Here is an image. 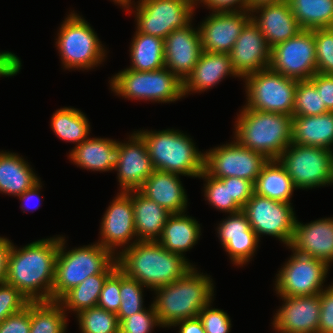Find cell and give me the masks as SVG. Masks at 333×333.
<instances>
[{
    "label": "cell",
    "mask_w": 333,
    "mask_h": 333,
    "mask_svg": "<svg viewBox=\"0 0 333 333\" xmlns=\"http://www.w3.org/2000/svg\"><path fill=\"white\" fill-rule=\"evenodd\" d=\"M59 241L60 237L42 239L18 250L11 246L5 282L29 302L52 301Z\"/></svg>",
    "instance_id": "cell-1"
},
{
    "label": "cell",
    "mask_w": 333,
    "mask_h": 333,
    "mask_svg": "<svg viewBox=\"0 0 333 333\" xmlns=\"http://www.w3.org/2000/svg\"><path fill=\"white\" fill-rule=\"evenodd\" d=\"M118 268L151 290L175 282L193 266L185 257L169 252L158 241H133L116 254Z\"/></svg>",
    "instance_id": "cell-2"
},
{
    "label": "cell",
    "mask_w": 333,
    "mask_h": 333,
    "mask_svg": "<svg viewBox=\"0 0 333 333\" xmlns=\"http://www.w3.org/2000/svg\"><path fill=\"white\" fill-rule=\"evenodd\" d=\"M210 277L200 274L192 267L175 282L154 289L157 296L153 302L162 327L198 317L200 311L211 303L214 293Z\"/></svg>",
    "instance_id": "cell-3"
},
{
    "label": "cell",
    "mask_w": 333,
    "mask_h": 333,
    "mask_svg": "<svg viewBox=\"0 0 333 333\" xmlns=\"http://www.w3.org/2000/svg\"><path fill=\"white\" fill-rule=\"evenodd\" d=\"M293 116L244 106L235 124L236 141L248 149L277 160L292 143Z\"/></svg>",
    "instance_id": "cell-4"
},
{
    "label": "cell",
    "mask_w": 333,
    "mask_h": 333,
    "mask_svg": "<svg viewBox=\"0 0 333 333\" xmlns=\"http://www.w3.org/2000/svg\"><path fill=\"white\" fill-rule=\"evenodd\" d=\"M138 133L145 140L155 170L192 177L204 171L205 154L184 133L174 129Z\"/></svg>",
    "instance_id": "cell-5"
},
{
    "label": "cell",
    "mask_w": 333,
    "mask_h": 333,
    "mask_svg": "<svg viewBox=\"0 0 333 333\" xmlns=\"http://www.w3.org/2000/svg\"><path fill=\"white\" fill-rule=\"evenodd\" d=\"M64 246L65 239L60 236L52 301H58L89 276L102 273L116 259L113 257L115 255L99 243L68 252L64 250Z\"/></svg>",
    "instance_id": "cell-6"
},
{
    "label": "cell",
    "mask_w": 333,
    "mask_h": 333,
    "mask_svg": "<svg viewBox=\"0 0 333 333\" xmlns=\"http://www.w3.org/2000/svg\"><path fill=\"white\" fill-rule=\"evenodd\" d=\"M110 81L112 91L128 99L166 103L184 96L183 82L166 67L155 71H134L127 68Z\"/></svg>",
    "instance_id": "cell-7"
},
{
    "label": "cell",
    "mask_w": 333,
    "mask_h": 333,
    "mask_svg": "<svg viewBox=\"0 0 333 333\" xmlns=\"http://www.w3.org/2000/svg\"><path fill=\"white\" fill-rule=\"evenodd\" d=\"M296 188L333 183V150L291 143L277 159Z\"/></svg>",
    "instance_id": "cell-8"
},
{
    "label": "cell",
    "mask_w": 333,
    "mask_h": 333,
    "mask_svg": "<svg viewBox=\"0 0 333 333\" xmlns=\"http://www.w3.org/2000/svg\"><path fill=\"white\" fill-rule=\"evenodd\" d=\"M58 34L56 45L65 68L91 69L103 61L105 50L96 33L76 13L69 14Z\"/></svg>",
    "instance_id": "cell-9"
},
{
    "label": "cell",
    "mask_w": 333,
    "mask_h": 333,
    "mask_svg": "<svg viewBox=\"0 0 333 333\" xmlns=\"http://www.w3.org/2000/svg\"><path fill=\"white\" fill-rule=\"evenodd\" d=\"M244 79L247 108L293 116L298 80L285 77L270 68L247 75Z\"/></svg>",
    "instance_id": "cell-10"
},
{
    "label": "cell",
    "mask_w": 333,
    "mask_h": 333,
    "mask_svg": "<svg viewBox=\"0 0 333 333\" xmlns=\"http://www.w3.org/2000/svg\"><path fill=\"white\" fill-rule=\"evenodd\" d=\"M136 6L137 31L165 39L173 30L191 25L193 0H140Z\"/></svg>",
    "instance_id": "cell-11"
},
{
    "label": "cell",
    "mask_w": 333,
    "mask_h": 333,
    "mask_svg": "<svg viewBox=\"0 0 333 333\" xmlns=\"http://www.w3.org/2000/svg\"><path fill=\"white\" fill-rule=\"evenodd\" d=\"M204 154V170L210 176L218 179L244 178L254 184L261 170L270 160L264 154L248 149L235 140Z\"/></svg>",
    "instance_id": "cell-12"
},
{
    "label": "cell",
    "mask_w": 333,
    "mask_h": 333,
    "mask_svg": "<svg viewBox=\"0 0 333 333\" xmlns=\"http://www.w3.org/2000/svg\"><path fill=\"white\" fill-rule=\"evenodd\" d=\"M269 68L285 77L309 80L317 73L315 29L302 30L271 48Z\"/></svg>",
    "instance_id": "cell-13"
},
{
    "label": "cell",
    "mask_w": 333,
    "mask_h": 333,
    "mask_svg": "<svg viewBox=\"0 0 333 333\" xmlns=\"http://www.w3.org/2000/svg\"><path fill=\"white\" fill-rule=\"evenodd\" d=\"M329 265L318 258L301 255L293 251V255L277 274L275 291L281 297L313 296L324 289Z\"/></svg>",
    "instance_id": "cell-14"
},
{
    "label": "cell",
    "mask_w": 333,
    "mask_h": 333,
    "mask_svg": "<svg viewBox=\"0 0 333 333\" xmlns=\"http://www.w3.org/2000/svg\"><path fill=\"white\" fill-rule=\"evenodd\" d=\"M242 211L258 239L261 235H271L289 246L297 220L291 203L280 202L254 193Z\"/></svg>",
    "instance_id": "cell-15"
},
{
    "label": "cell",
    "mask_w": 333,
    "mask_h": 333,
    "mask_svg": "<svg viewBox=\"0 0 333 333\" xmlns=\"http://www.w3.org/2000/svg\"><path fill=\"white\" fill-rule=\"evenodd\" d=\"M250 11L212 12L200 25L202 50L230 53L242 29L251 19ZM249 14V15H248Z\"/></svg>",
    "instance_id": "cell-16"
},
{
    "label": "cell",
    "mask_w": 333,
    "mask_h": 333,
    "mask_svg": "<svg viewBox=\"0 0 333 333\" xmlns=\"http://www.w3.org/2000/svg\"><path fill=\"white\" fill-rule=\"evenodd\" d=\"M229 54L232 66L241 78L270 65L271 48L252 19L242 29Z\"/></svg>",
    "instance_id": "cell-17"
},
{
    "label": "cell",
    "mask_w": 333,
    "mask_h": 333,
    "mask_svg": "<svg viewBox=\"0 0 333 333\" xmlns=\"http://www.w3.org/2000/svg\"><path fill=\"white\" fill-rule=\"evenodd\" d=\"M101 223V246L115 253L116 246L128 244L136 235L134 210L132 205V190L121 191L112 201L103 215Z\"/></svg>",
    "instance_id": "cell-18"
},
{
    "label": "cell",
    "mask_w": 333,
    "mask_h": 333,
    "mask_svg": "<svg viewBox=\"0 0 333 333\" xmlns=\"http://www.w3.org/2000/svg\"><path fill=\"white\" fill-rule=\"evenodd\" d=\"M202 52L199 29L190 25L173 30L164 39L165 67L182 82L192 73Z\"/></svg>",
    "instance_id": "cell-19"
},
{
    "label": "cell",
    "mask_w": 333,
    "mask_h": 333,
    "mask_svg": "<svg viewBox=\"0 0 333 333\" xmlns=\"http://www.w3.org/2000/svg\"><path fill=\"white\" fill-rule=\"evenodd\" d=\"M284 305L274 316L273 327L280 333H318L320 295L281 297Z\"/></svg>",
    "instance_id": "cell-20"
},
{
    "label": "cell",
    "mask_w": 333,
    "mask_h": 333,
    "mask_svg": "<svg viewBox=\"0 0 333 333\" xmlns=\"http://www.w3.org/2000/svg\"><path fill=\"white\" fill-rule=\"evenodd\" d=\"M130 138L129 143H121L119 163L114 168L124 192L138 190L155 171L143 137L136 132Z\"/></svg>",
    "instance_id": "cell-21"
},
{
    "label": "cell",
    "mask_w": 333,
    "mask_h": 333,
    "mask_svg": "<svg viewBox=\"0 0 333 333\" xmlns=\"http://www.w3.org/2000/svg\"><path fill=\"white\" fill-rule=\"evenodd\" d=\"M288 247L329 265L333 261V218L319 219L305 225L296 220Z\"/></svg>",
    "instance_id": "cell-22"
},
{
    "label": "cell",
    "mask_w": 333,
    "mask_h": 333,
    "mask_svg": "<svg viewBox=\"0 0 333 333\" xmlns=\"http://www.w3.org/2000/svg\"><path fill=\"white\" fill-rule=\"evenodd\" d=\"M260 15H254L257 12ZM251 19L258 26L270 48L285 42L302 31L295 18L289 3L284 0L277 3H269L250 10Z\"/></svg>",
    "instance_id": "cell-23"
},
{
    "label": "cell",
    "mask_w": 333,
    "mask_h": 333,
    "mask_svg": "<svg viewBox=\"0 0 333 333\" xmlns=\"http://www.w3.org/2000/svg\"><path fill=\"white\" fill-rule=\"evenodd\" d=\"M228 217L219 224L218 237L232 262L241 266L251 259L259 239L242 210L230 213Z\"/></svg>",
    "instance_id": "cell-24"
},
{
    "label": "cell",
    "mask_w": 333,
    "mask_h": 333,
    "mask_svg": "<svg viewBox=\"0 0 333 333\" xmlns=\"http://www.w3.org/2000/svg\"><path fill=\"white\" fill-rule=\"evenodd\" d=\"M138 191L172 214L183 213L187 206V194L176 173L155 170Z\"/></svg>",
    "instance_id": "cell-25"
},
{
    "label": "cell",
    "mask_w": 333,
    "mask_h": 333,
    "mask_svg": "<svg viewBox=\"0 0 333 333\" xmlns=\"http://www.w3.org/2000/svg\"><path fill=\"white\" fill-rule=\"evenodd\" d=\"M231 74L239 77L232 66L229 53L203 51L192 73L183 82V94L185 96L190 91H205Z\"/></svg>",
    "instance_id": "cell-26"
},
{
    "label": "cell",
    "mask_w": 333,
    "mask_h": 333,
    "mask_svg": "<svg viewBox=\"0 0 333 333\" xmlns=\"http://www.w3.org/2000/svg\"><path fill=\"white\" fill-rule=\"evenodd\" d=\"M121 142L105 138H87L70 153L76 165L92 171H109L119 163Z\"/></svg>",
    "instance_id": "cell-27"
},
{
    "label": "cell",
    "mask_w": 333,
    "mask_h": 333,
    "mask_svg": "<svg viewBox=\"0 0 333 333\" xmlns=\"http://www.w3.org/2000/svg\"><path fill=\"white\" fill-rule=\"evenodd\" d=\"M134 223L138 241H158L168 217L172 214L138 190H132ZM158 236V237H157Z\"/></svg>",
    "instance_id": "cell-28"
},
{
    "label": "cell",
    "mask_w": 333,
    "mask_h": 333,
    "mask_svg": "<svg viewBox=\"0 0 333 333\" xmlns=\"http://www.w3.org/2000/svg\"><path fill=\"white\" fill-rule=\"evenodd\" d=\"M292 143L331 149L333 111L314 116H293Z\"/></svg>",
    "instance_id": "cell-29"
},
{
    "label": "cell",
    "mask_w": 333,
    "mask_h": 333,
    "mask_svg": "<svg viewBox=\"0 0 333 333\" xmlns=\"http://www.w3.org/2000/svg\"><path fill=\"white\" fill-rule=\"evenodd\" d=\"M200 224L184 213L171 214L158 242L165 250L180 254L191 249L200 238Z\"/></svg>",
    "instance_id": "cell-30"
},
{
    "label": "cell",
    "mask_w": 333,
    "mask_h": 333,
    "mask_svg": "<svg viewBox=\"0 0 333 333\" xmlns=\"http://www.w3.org/2000/svg\"><path fill=\"white\" fill-rule=\"evenodd\" d=\"M40 180L18 154L0 152V192L19 196Z\"/></svg>",
    "instance_id": "cell-31"
},
{
    "label": "cell",
    "mask_w": 333,
    "mask_h": 333,
    "mask_svg": "<svg viewBox=\"0 0 333 333\" xmlns=\"http://www.w3.org/2000/svg\"><path fill=\"white\" fill-rule=\"evenodd\" d=\"M117 267L118 263L115 259L102 273L89 276L66 292L57 302L61 304L64 311L68 309L76 313L96 307L105 280Z\"/></svg>",
    "instance_id": "cell-32"
},
{
    "label": "cell",
    "mask_w": 333,
    "mask_h": 333,
    "mask_svg": "<svg viewBox=\"0 0 333 333\" xmlns=\"http://www.w3.org/2000/svg\"><path fill=\"white\" fill-rule=\"evenodd\" d=\"M254 186L257 195L285 203H290L295 188L291 177L278 160H269Z\"/></svg>",
    "instance_id": "cell-33"
},
{
    "label": "cell",
    "mask_w": 333,
    "mask_h": 333,
    "mask_svg": "<svg viewBox=\"0 0 333 333\" xmlns=\"http://www.w3.org/2000/svg\"><path fill=\"white\" fill-rule=\"evenodd\" d=\"M130 55L134 71H155L165 67L164 39L136 31Z\"/></svg>",
    "instance_id": "cell-34"
},
{
    "label": "cell",
    "mask_w": 333,
    "mask_h": 333,
    "mask_svg": "<svg viewBox=\"0 0 333 333\" xmlns=\"http://www.w3.org/2000/svg\"><path fill=\"white\" fill-rule=\"evenodd\" d=\"M302 30L333 28V0H286Z\"/></svg>",
    "instance_id": "cell-35"
},
{
    "label": "cell",
    "mask_w": 333,
    "mask_h": 333,
    "mask_svg": "<svg viewBox=\"0 0 333 333\" xmlns=\"http://www.w3.org/2000/svg\"><path fill=\"white\" fill-rule=\"evenodd\" d=\"M54 133L62 140L80 145L89 135L90 125L86 115L75 108H60L51 119Z\"/></svg>",
    "instance_id": "cell-36"
},
{
    "label": "cell",
    "mask_w": 333,
    "mask_h": 333,
    "mask_svg": "<svg viewBox=\"0 0 333 333\" xmlns=\"http://www.w3.org/2000/svg\"><path fill=\"white\" fill-rule=\"evenodd\" d=\"M65 312L57 301L30 302V333H65Z\"/></svg>",
    "instance_id": "cell-37"
},
{
    "label": "cell",
    "mask_w": 333,
    "mask_h": 333,
    "mask_svg": "<svg viewBox=\"0 0 333 333\" xmlns=\"http://www.w3.org/2000/svg\"><path fill=\"white\" fill-rule=\"evenodd\" d=\"M201 177L206 179L204 196L209 204L227 213H236L242 210V207L231 198L230 177L218 179L210 176L205 170L200 174L199 178Z\"/></svg>",
    "instance_id": "cell-38"
},
{
    "label": "cell",
    "mask_w": 333,
    "mask_h": 333,
    "mask_svg": "<svg viewBox=\"0 0 333 333\" xmlns=\"http://www.w3.org/2000/svg\"><path fill=\"white\" fill-rule=\"evenodd\" d=\"M82 333H119V321L115 313L98 306L77 314Z\"/></svg>",
    "instance_id": "cell-39"
},
{
    "label": "cell",
    "mask_w": 333,
    "mask_h": 333,
    "mask_svg": "<svg viewBox=\"0 0 333 333\" xmlns=\"http://www.w3.org/2000/svg\"><path fill=\"white\" fill-rule=\"evenodd\" d=\"M328 112L321 93L310 80H298L293 116H314Z\"/></svg>",
    "instance_id": "cell-40"
},
{
    "label": "cell",
    "mask_w": 333,
    "mask_h": 333,
    "mask_svg": "<svg viewBox=\"0 0 333 333\" xmlns=\"http://www.w3.org/2000/svg\"><path fill=\"white\" fill-rule=\"evenodd\" d=\"M144 285L137 280L129 278L120 270V296L121 305L117 312L118 320H124L134 313L143 311Z\"/></svg>",
    "instance_id": "cell-41"
},
{
    "label": "cell",
    "mask_w": 333,
    "mask_h": 333,
    "mask_svg": "<svg viewBox=\"0 0 333 333\" xmlns=\"http://www.w3.org/2000/svg\"><path fill=\"white\" fill-rule=\"evenodd\" d=\"M317 73L333 75V28L315 29Z\"/></svg>",
    "instance_id": "cell-42"
},
{
    "label": "cell",
    "mask_w": 333,
    "mask_h": 333,
    "mask_svg": "<svg viewBox=\"0 0 333 333\" xmlns=\"http://www.w3.org/2000/svg\"><path fill=\"white\" fill-rule=\"evenodd\" d=\"M119 321V333H151L154 326H161L153 304L149 310H143Z\"/></svg>",
    "instance_id": "cell-43"
},
{
    "label": "cell",
    "mask_w": 333,
    "mask_h": 333,
    "mask_svg": "<svg viewBox=\"0 0 333 333\" xmlns=\"http://www.w3.org/2000/svg\"><path fill=\"white\" fill-rule=\"evenodd\" d=\"M120 305V269L117 267L105 280L97 306L117 314Z\"/></svg>",
    "instance_id": "cell-44"
},
{
    "label": "cell",
    "mask_w": 333,
    "mask_h": 333,
    "mask_svg": "<svg viewBox=\"0 0 333 333\" xmlns=\"http://www.w3.org/2000/svg\"><path fill=\"white\" fill-rule=\"evenodd\" d=\"M29 300L14 286L6 282L0 284V323L9 315L21 311Z\"/></svg>",
    "instance_id": "cell-45"
},
{
    "label": "cell",
    "mask_w": 333,
    "mask_h": 333,
    "mask_svg": "<svg viewBox=\"0 0 333 333\" xmlns=\"http://www.w3.org/2000/svg\"><path fill=\"white\" fill-rule=\"evenodd\" d=\"M211 303L206 305L199 313L206 333H229L231 328V320L226 312L220 309L211 308Z\"/></svg>",
    "instance_id": "cell-46"
},
{
    "label": "cell",
    "mask_w": 333,
    "mask_h": 333,
    "mask_svg": "<svg viewBox=\"0 0 333 333\" xmlns=\"http://www.w3.org/2000/svg\"><path fill=\"white\" fill-rule=\"evenodd\" d=\"M30 302L21 311L9 315L0 323V333H30Z\"/></svg>",
    "instance_id": "cell-47"
},
{
    "label": "cell",
    "mask_w": 333,
    "mask_h": 333,
    "mask_svg": "<svg viewBox=\"0 0 333 333\" xmlns=\"http://www.w3.org/2000/svg\"><path fill=\"white\" fill-rule=\"evenodd\" d=\"M320 318L318 333H333V285H329L320 294Z\"/></svg>",
    "instance_id": "cell-48"
},
{
    "label": "cell",
    "mask_w": 333,
    "mask_h": 333,
    "mask_svg": "<svg viewBox=\"0 0 333 333\" xmlns=\"http://www.w3.org/2000/svg\"><path fill=\"white\" fill-rule=\"evenodd\" d=\"M231 198H233L242 208L255 193V186L252 181L244 178L230 177Z\"/></svg>",
    "instance_id": "cell-49"
},
{
    "label": "cell",
    "mask_w": 333,
    "mask_h": 333,
    "mask_svg": "<svg viewBox=\"0 0 333 333\" xmlns=\"http://www.w3.org/2000/svg\"><path fill=\"white\" fill-rule=\"evenodd\" d=\"M309 80L321 93L322 104L328 111H333V75L315 73Z\"/></svg>",
    "instance_id": "cell-50"
},
{
    "label": "cell",
    "mask_w": 333,
    "mask_h": 333,
    "mask_svg": "<svg viewBox=\"0 0 333 333\" xmlns=\"http://www.w3.org/2000/svg\"><path fill=\"white\" fill-rule=\"evenodd\" d=\"M20 59L11 52L0 53V76H14L21 69Z\"/></svg>",
    "instance_id": "cell-51"
},
{
    "label": "cell",
    "mask_w": 333,
    "mask_h": 333,
    "mask_svg": "<svg viewBox=\"0 0 333 333\" xmlns=\"http://www.w3.org/2000/svg\"><path fill=\"white\" fill-rule=\"evenodd\" d=\"M200 2L212 9L213 12L238 11V9L247 11V0H201ZM234 4H239V8H234Z\"/></svg>",
    "instance_id": "cell-52"
},
{
    "label": "cell",
    "mask_w": 333,
    "mask_h": 333,
    "mask_svg": "<svg viewBox=\"0 0 333 333\" xmlns=\"http://www.w3.org/2000/svg\"><path fill=\"white\" fill-rule=\"evenodd\" d=\"M12 242L7 238L0 237V284L5 282L7 272V260Z\"/></svg>",
    "instance_id": "cell-53"
},
{
    "label": "cell",
    "mask_w": 333,
    "mask_h": 333,
    "mask_svg": "<svg viewBox=\"0 0 333 333\" xmlns=\"http://www.w3.org/2000/svg\"><path fill=\"white\" fill-rule=\"evenodd\" d=\"M180 325L179 333H206L199 317L176 322L173 326Z\"/></svg>",
    "instance_id": "cell-54"
},
{
    "label": "cell",
    "mask_w": 333,
    "mask_h": 333,
    "mask_svg": "<svg viewBox=\"0 0 333 333\" xmlns=\"http://www.w3.org/2000/svg\"><path fill=\"white\" fill-rule=\"evenodd\" d=\"M40 187H42L41 186V183H40V181L38 182V183H36L33 187H31L30 189H28L27 191H25L23 194H21V195H19L18 197H19V199L21 200V201H30L32 198H34L35 196L36 197H38L37 198V200L38 201H40V197H39V190H40ZM26 205V204H25ZM36 206V209H37V207L38 206H40V205H35ZM34 206V207H35ZM29 207V206H28ZM28 208H26V210H27ZM29 210V209H28Z\"/></svg>",
    "instance_id": "cell-55"
},
{
    "label": "cell",
    "mask_w": 333,
    "mask_h": 333,
    "mask_svg": "<svg viewBox=\"0 0 333 333\" xmlns=\"http://www.w3.org/2000/svg\"><path fill=\"white\" fill-rule=\"evenodd\" d=\"M284 0H247V11L254 9L257 6L269 4V3H277Z\"/></svg>",
    "instance_id": "cell-56"
},
{
    "label": "cell",
    "mask_w": 333,
    "mask_h": 333,
    "mask_svg": "<svg viewBox=\"0 0 333 333\" xmlns=\"http://www.w3.org/2000/svg\"><path fill=\"white\" fill-rule=\"evenodd\" d=\"M115 3L122 5L127 10L130 8L131 0H113Z\"/></svg>",
    "instance_id": "cell-57"
}]
</instances>
